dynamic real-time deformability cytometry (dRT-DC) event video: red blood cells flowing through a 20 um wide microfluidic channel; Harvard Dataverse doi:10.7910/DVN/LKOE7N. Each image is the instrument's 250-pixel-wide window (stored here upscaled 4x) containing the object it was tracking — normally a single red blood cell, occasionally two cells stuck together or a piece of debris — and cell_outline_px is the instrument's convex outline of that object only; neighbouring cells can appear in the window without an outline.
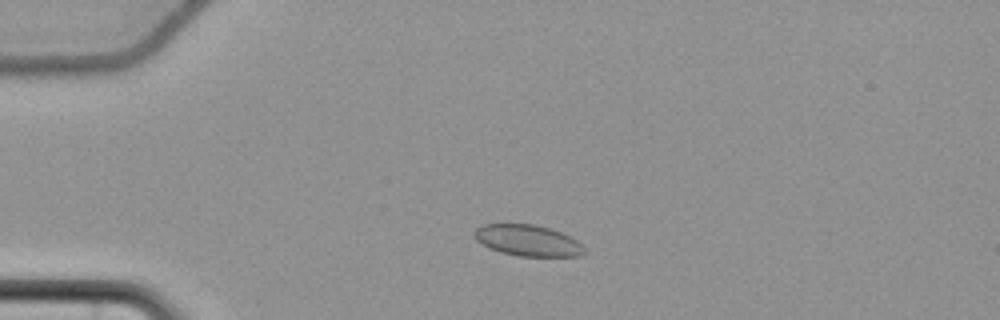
{"species": "common noctule bat (a hibernating species)", "species_latin": "Nyctalus noctula", "temperature_condition": "cold", "stored_images_in_passage": 50, "camera_frame_rate_fps": 3000, "um_per_image_px": 0.085, "animal": {"sex": "female", "body_mass_g": 22.7, "forearm_length_mm": 54.2}, "frame": {"image": 1, "passage_image": 7, "time_ms": 2.0, "image_size_px": [1000, 320], "cell_outline_px": [[584, 252], [580, 256], [520, 256], [500, 252], [488, 248], [476, 240], [472, 236], [472, 232], [480, 224], [536, 224], [560, 232], [576, 240], [584, 248]], "centroid_in_image_um": [44.78, 20.43], "position_along_channel_um": 40.2, "area_um2": 20.0}}
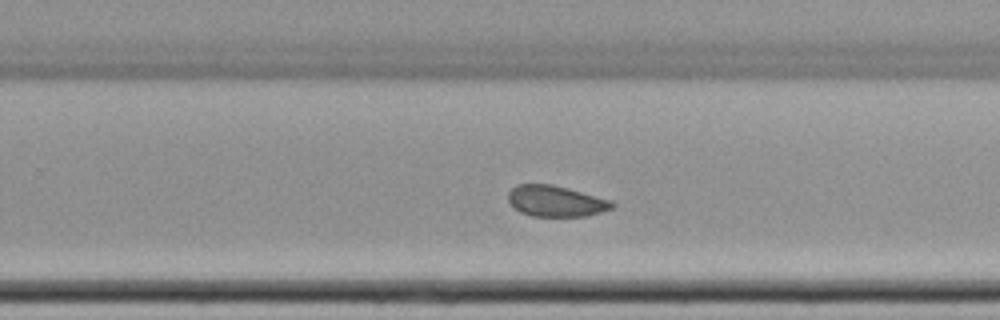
{"frame": {"image": 2, "passage_image": 30, "time_ms": 9.667, "image_size_px": [1000, 320], "cell_outline_px": [[616, 204], [612, 208], [588, 216], [532, 216], [520, 212], [508, 200], [508, 192], [516, 184], [552, 184], [568, 188], [612, 200]], "centroid_in_image_um": [47.26, 17.09], "position_along_channel_um": 282.5, "area_um2": 18.79}}
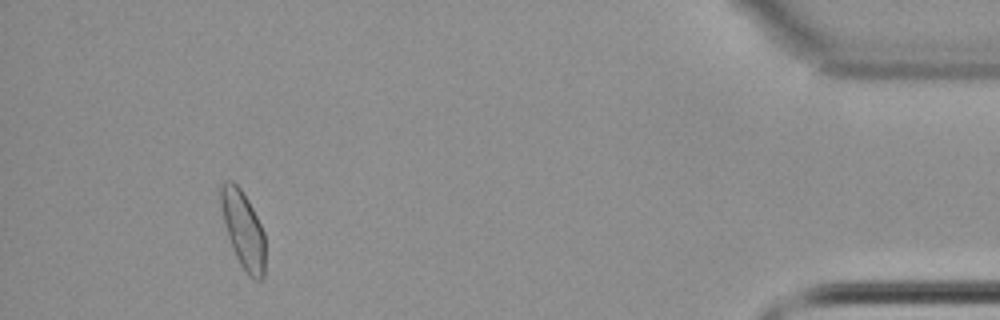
{"frame": {"image": 3, "passage_image": 46, "time_ms": 15.0, "image_size_px": [1000, 320], "cell_outline_px": [[264, 276], [260, 280], [252, 280], [248, 276], [240, 264], [232, 248], [224, 224], [220, 204], [220, 184], [224, 180], [232, 180], [240, 188], [248, 200], [264, 232]], "centroid_in_image_um": [20.65, 19.51], "position_along_channel_um": 414.6, "area_um2": 20.0}, "authors_computed_cell_mechanics": {"area_um2": 19.7098, "velocity_mm_per_s": 3.6617, "shape_relaxation_time_tau1_ms": null, "shape_relaxation_time_tau2_ms": 3.2891, "deformation_change_tau1": null, "deformation_change_tau2": 0.0587}}